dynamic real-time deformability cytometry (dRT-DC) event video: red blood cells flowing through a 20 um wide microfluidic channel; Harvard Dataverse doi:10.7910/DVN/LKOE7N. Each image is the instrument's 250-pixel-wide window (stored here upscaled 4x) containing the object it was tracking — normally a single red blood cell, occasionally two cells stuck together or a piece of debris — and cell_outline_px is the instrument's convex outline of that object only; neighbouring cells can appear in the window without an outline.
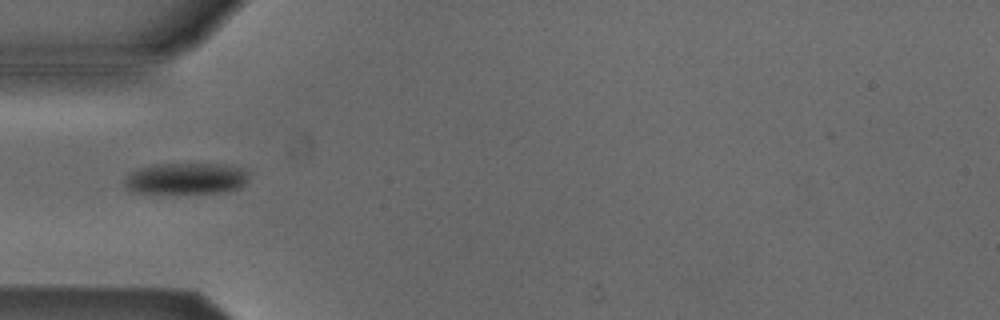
{"species": "Egyptian fruit bat (a non-hibernating species)", "species_latin": "Rousettus aegyptiacus", "temperature_condition": "cold", "stored_images_in_passage": 1, "camera_frame_rate_fps": 3000, "um_per_image_px": 0.085, "animal": {"sex": "male"}, "frame": {"image": 1, "passage_image": 1, "time_ms": 0.0, "image_size_px": [1000, 320], "cell_outline_px": [[248, 180], [240, 188], [224, 192], [132, 192], [124, 184], [124, 180], [132, 172], [144, 168], [164, 164], [224, 164], [240, 168], [248, 172]], "centroid_in_image_um": [15.89, 15.17], "position_along_channel_um": 69.1, "area_um2": 22.08}}